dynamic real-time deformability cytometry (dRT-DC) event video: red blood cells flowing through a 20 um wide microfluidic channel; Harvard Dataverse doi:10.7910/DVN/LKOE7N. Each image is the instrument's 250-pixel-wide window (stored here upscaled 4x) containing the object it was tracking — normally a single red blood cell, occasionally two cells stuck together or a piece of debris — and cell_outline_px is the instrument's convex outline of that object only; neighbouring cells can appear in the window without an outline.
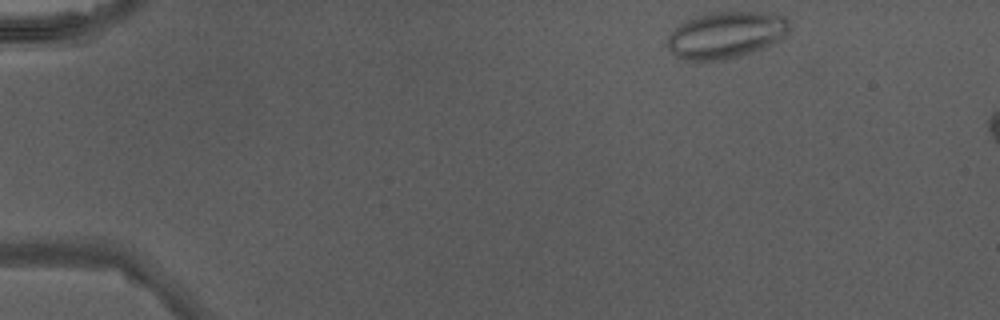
{"species": "Egyptian fruit bat (a non-hibernating species)", "species_latin": "Rousettus aegyptiacus", "temperature_condition": "warm", "stored_images_in_passage": 10, "camera_frame_rate_fps": 3000, "um_per_image_px": 0.085, "animal": {"sex": "male"}, "frame": {"image": 1, "passage_image": 1, "time_ms": 0.0, "image_size_px": [1000, 320], "cell_outline_px": [[788, 32], [784, 36], [752, 52], [740, 56], [724, 60], [684, 60], [676, 56], [668, 48], [668, 36], [680, 24], [696, 16], [708, 12], [760, 12], [784, 16], [788, 20]], "centroid_in_image_um": [61.67, 2.97], "position_along_channel_um": 23.3, "area_um2": 32.66}}